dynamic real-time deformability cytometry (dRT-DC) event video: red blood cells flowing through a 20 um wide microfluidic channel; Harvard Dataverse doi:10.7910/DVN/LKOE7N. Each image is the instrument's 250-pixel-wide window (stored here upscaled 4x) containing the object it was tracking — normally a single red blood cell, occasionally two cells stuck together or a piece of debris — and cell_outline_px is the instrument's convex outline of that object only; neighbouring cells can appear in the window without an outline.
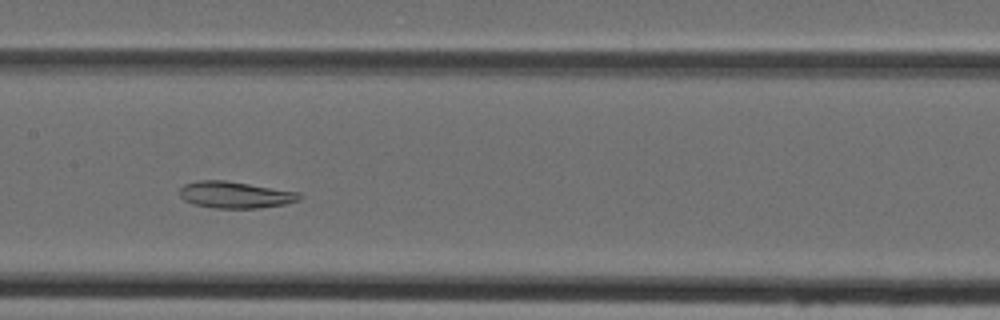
{"species": "Egyptian fruit bat (a non-hibernating species)", "species_latin": "Rousettus aegyptiacus", "temperature_condition": "cold", "stored_images_in_passage": 42, "camera_frame_rate_fps": 3000, "um_per_image_px": 0.085, "animal": {"sex": "female"}, "frame": {"image": 1, "passage_image": 18, "time_ms": 5.667, "image_size_px": [1000, 320], "cell_outline_px": [[304, 196], [300, 200], [284, 204], [260, 208], [212, 208], [192, 204], [184, 200], [180, 196], [180, 188], [184, 184], [196, 180], [224, 180], [300, 192]], "centroid_in_image_um": [19.99, 16.56], "position_along_channel_um": 187.4, "area_um2": 18.79}}
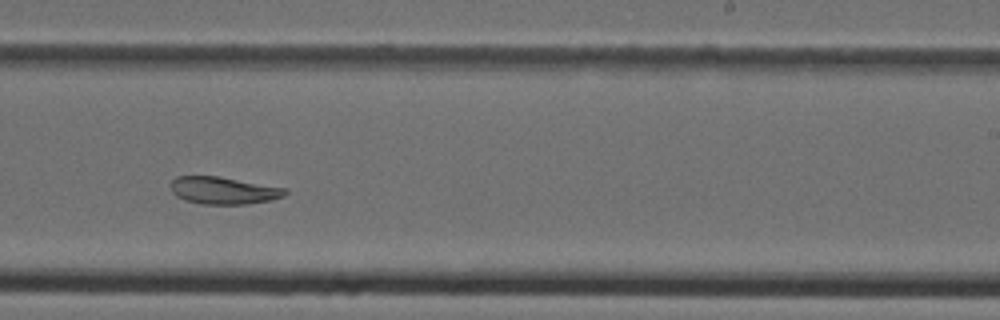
{"frame": {"image": 2, "passage_image": 24, "time_ms": 7.667, "image_size_px": [1000, 320], "cell_outline_px": [[288, 192], [284, 196], [272, 200], [248, 204], [200, 204], [184, 200], [176, 196], [172, 192], [172, 180], [176, 176], [220, 176], [288, 188]], "centroid_in_image_um": [19.04, 16.19], "position_along_channel_um": 270.0, "area_um2": 18.44}}
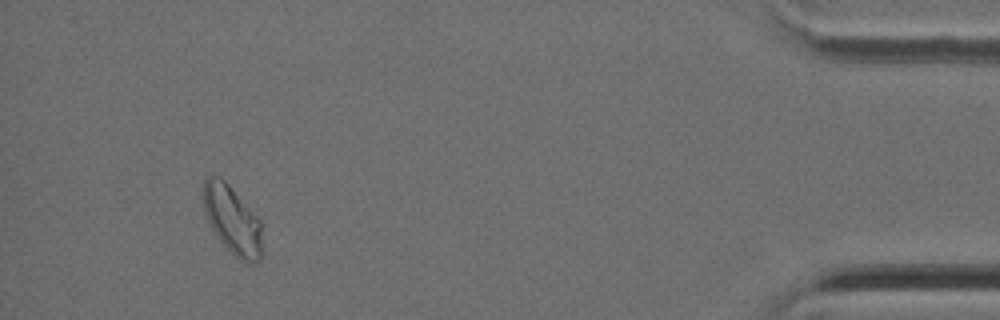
{"frame": {"image": 3, "passage_image": 39, "time_ms": 12.667, "image_size_px": [1000, 320], "cell_outline_px": [[260, 260], [252, 264], [244, 264], [220, 240], [212, 228], [208, 220], [204, 208], [204, 176], [220, 176], [228, 184], [260, 220]], "centroid_in_image_um": [19.73, 18.7], "position_along_channel_um": 415.5, "area_um2": 22.83}}